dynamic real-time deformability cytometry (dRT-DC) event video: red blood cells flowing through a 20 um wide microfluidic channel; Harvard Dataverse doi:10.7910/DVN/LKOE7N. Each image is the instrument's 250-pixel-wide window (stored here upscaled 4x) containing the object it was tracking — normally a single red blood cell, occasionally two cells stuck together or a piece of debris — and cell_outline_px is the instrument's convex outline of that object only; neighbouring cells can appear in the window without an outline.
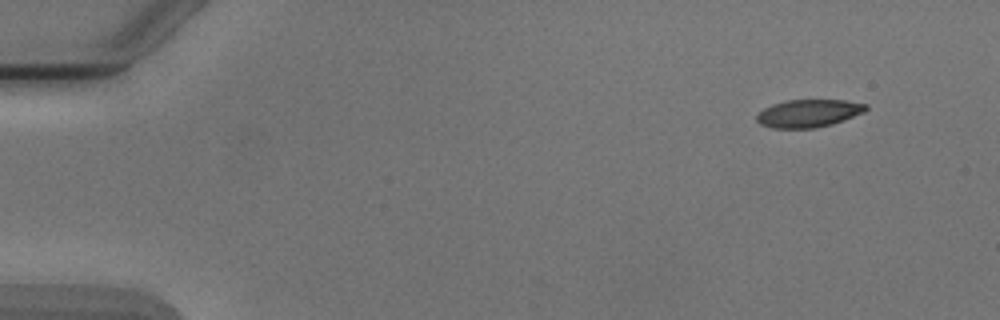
{"species": "Egyptian fruit bat (a non-hibernating species)", "species_latin": "Rousettus aegyptiacus", "temperature_condition": "cold", "stored_images_in_passage": 3, "camera_frame_rate_fps": 3000, "um_per_image_px": 0.085, "animal": {"sex": "male"}, "frame": {"image": 1, "passage_image": 1, "time_ms": 0.0, "image_size_px": [1000, 320], "cell_outline_px": [[868, 108], [864, 112], [844, 120], [832, 124], [816, 128], [772, 128], [760, 124], [756, 120], [756, 116], [764, 108], [772, 104], [788, 100], [844, 100], [868, 104]], "centroid_in_image_um": [68.74, 9.63], "position_along_channel_um": 16.3, "area_um2": 17.69}}